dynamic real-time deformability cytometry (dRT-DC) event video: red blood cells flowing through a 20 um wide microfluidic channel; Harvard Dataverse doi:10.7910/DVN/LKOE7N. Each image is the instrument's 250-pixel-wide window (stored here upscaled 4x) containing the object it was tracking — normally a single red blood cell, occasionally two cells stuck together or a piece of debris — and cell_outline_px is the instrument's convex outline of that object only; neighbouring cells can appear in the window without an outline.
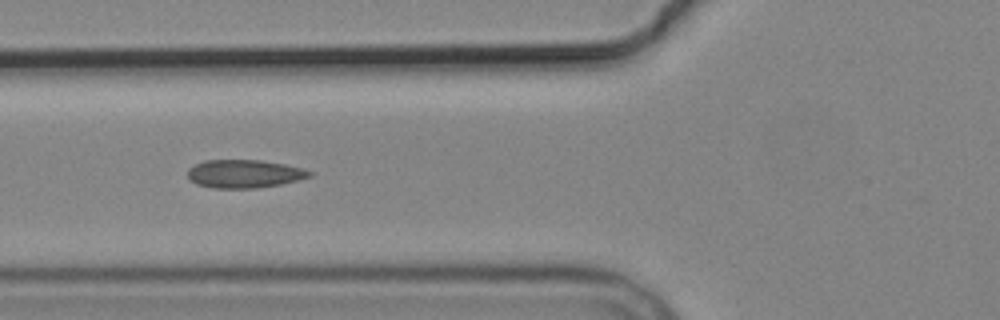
{"species": "common noctule bat (a hibernating species)", "species_latin": "Nyctalus noctula", "temperature_condition": "cold", "stored_images_in_passage": 3, "camera_frame_rate_fps": 3000, "um_per_image_px": 0.085, "animal": {"sex": "male", "body_mass_g": 19.2, "forearm_length_mm": 51.8}, "frame": {"image": 1, "passage_image": 3, "time_ms": 2.0, "image_size_px": [1000, 320], "cell_outline_px": [[316, 172], [312, 176], [300, 180], [280, 184], [256, 188], [212, 188], [196, 184], [188, 176], [188, 168], [204, 160], [260, 160], [284, 164], [304, 168]], "centroid_in_image_um": [20.82, 14.77], "position_along_channel_um": 105.0, "area_um2": 20.17}}